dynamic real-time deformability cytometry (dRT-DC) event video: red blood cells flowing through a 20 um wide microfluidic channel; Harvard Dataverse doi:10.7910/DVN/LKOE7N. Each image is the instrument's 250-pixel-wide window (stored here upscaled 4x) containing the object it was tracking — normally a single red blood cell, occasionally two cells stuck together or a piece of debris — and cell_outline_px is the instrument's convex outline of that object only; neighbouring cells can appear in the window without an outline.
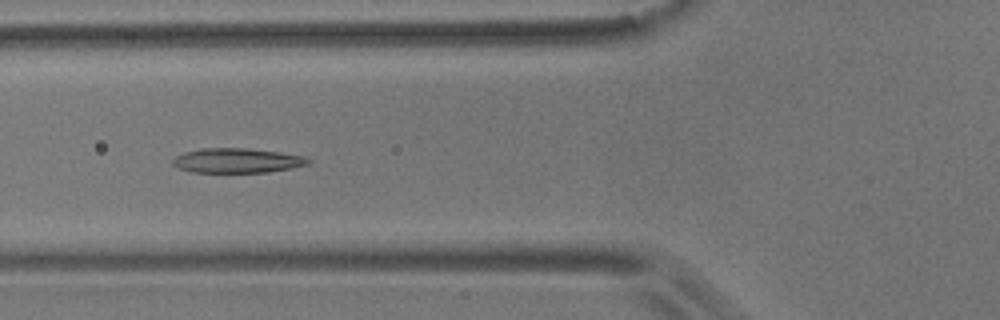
{"species": "common noctule bat (a hibernating species)", "species_latin": "Nyctalus noctula", "temperature_condition": "room temperature", "stored_images_in_passage": 10, "camera_frame_rate_fps": 3000, "um_per_image_px": 0.085, "animal": {"sex": "male", "body_mass_g": 17.9}, "frame": {"image": 1, "passage_image": 7, "time_ms": 2.0, "image_size_px": [1000, 320], "cell_outline_px": [[312, 160], [308, 164], [292, 168], [268, 172], [192, 172], [176, 168], [172, 164], [172, 160], [176, 156], [184, 152], [200, 148], [248, 148], [280, 152], [304, 156]], "centroid_in_image_um": [20.14, 13.64], "position_along_channel_um": 105.7, "area_um2": 19.59}}